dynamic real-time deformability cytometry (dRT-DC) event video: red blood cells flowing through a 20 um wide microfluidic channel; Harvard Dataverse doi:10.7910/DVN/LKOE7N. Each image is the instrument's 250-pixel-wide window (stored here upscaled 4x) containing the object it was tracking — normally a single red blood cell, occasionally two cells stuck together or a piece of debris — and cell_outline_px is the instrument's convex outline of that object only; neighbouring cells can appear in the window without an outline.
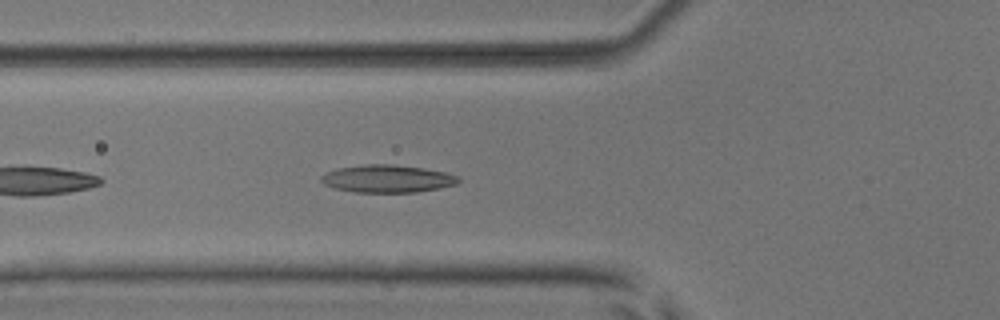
{"species": "common noctule bat (a hibernating species)", "species_latin": "Nyctalus noctula", "temperature_condition": "room temperature", "stored_images_in_passage": 36, "camera_frame_rate_fps": 3000, "um_per_image_px": 0.085, "animal": {"sex": "male", "body_mass_g": 17.9, "forearm_length_mm": 54.2}, "frame": {"image": 1, "passage_image": 5, "time_ms": 1.333, "image_size_px": [1000, 320], "cell_outline_px": [[460, 180], [456, 184], [416, 192], [356, 192], [336, 188], [324, 184], [320, 180], [320, 176], [328, 172], [340, 168], [364, 164], [392, 164], [424, 168], [444, 172], [460, 176]], "centroid_in_image_um": [32.93, 15.18], "position_along_channel_um": 92.9, "area_um2": 21.85}}
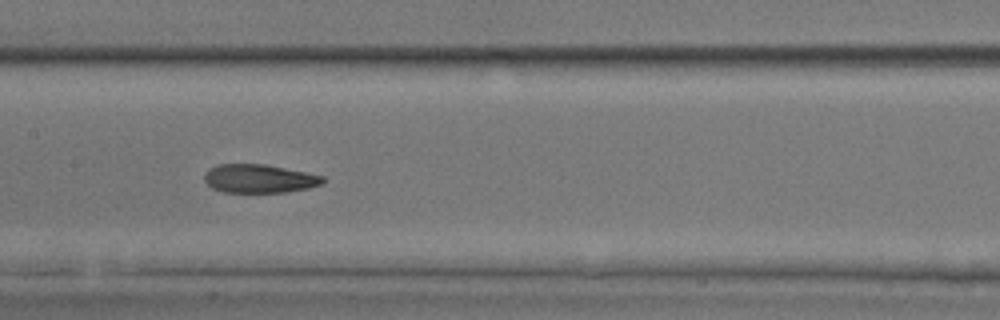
{"frame": {"image": 2, "passage_image": 12, "time_ms": 3.667, "image_size_px": [1000, 320], "cell_outline_px": [[324, 180], [320, 184], [308, 188], [284, 192], [224, 192], [212, 188], [204, 180], [204, 172], [208, 168], [216, 164], [264, 164], [324, 176]], "centroid_in_image_um": [21.97, 15.17], "position_along_channel_um": 185.4, "area_um2": 19.59}}
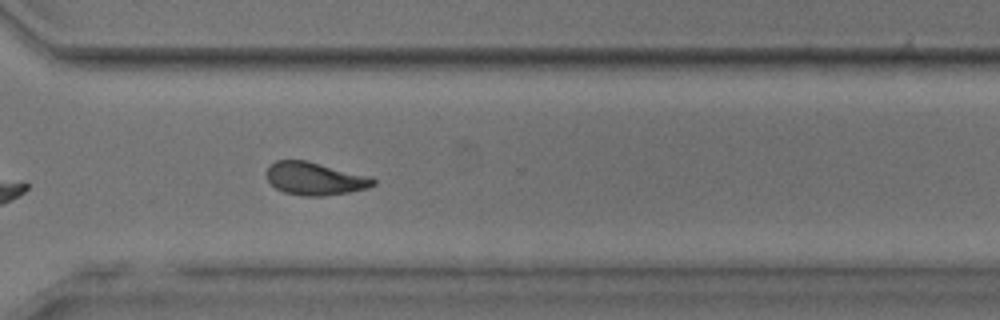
{"frame": {"image": 3, "passage_image": 24, "time_ms": 7.667, "image_size_px": [1000, 320], "cell_outline_px": [[376, 184], [368, 188], [348, 192], [320, 196], [300, 196], [284, 192], [276, 188], [268, 180], [264, 172], [276, 160], [308, 160], [372, 176], [376, 180]], "centroid_in_image_um": [26.79, 15.17], "position_along_channel_um": 343.8, "area_um2": 20.69}, "authors_computed_cell_mechanics": {"area_um2": 20.3745, "velocity_mm_per_s": 3.9604, "shape_relaxation_time_tau1_ms": 6.9467, "shape_relaxation_time_tau2_ms": 2.3057, "deformation_change_tau1": 0.179, "deformation_change_tau2": 0.0949}}